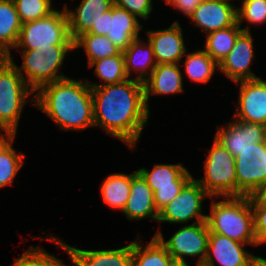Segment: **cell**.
I'll return each mask as SVG.
<instances>
[{
  "label": "cell",
  "mask_w": 266,
  "mask_h": 266,
  "mask_svg": "<svg viewBox=\"0 0 266 266\" xmlns=\"http://www.w3.org/2000/svg\"><path fill=\"white\" fill-rule=\"evenodd\" d=\"M75 48L84 46L88 55V63L93 61L119 55L122 50L115 46L105 35L86 33L74 42Z\"/></svg>",
  "instance_id": "28"
},
{
  "label": "cell",
  "mask_w": 266,
  "mask_h": 266,
  "mask_svg": "<svg viewBox=\"0 0 266 266\" xmlns=\"http://www.w3.org/2000/svg\"><path fill=\"white\" fill-rule=\"evenodd\" d=\"M241 82L238 114L239 120L266 126V81L259 78Z\"/></svg>",
  "instance_id": "14"
},
{
  "label": "cell",
  "mask_w": 266,
  "mask_h": 266,
  "mask_svg": "<svg viewBox=\"0 0 266 266\" xmlns=\"http://www.w3.org/2000/svg\"><path fill=\"white\" fill-rule=\"evenodd\" d=\"M204 172L205 177L196 181L211 197L237 196L235 157L216 139L206 158Z\"/></svg>",
  "instance_id": "7"
},
{
  "label": "cell",
  "mask_w": 266,
  "mask_h": 266,
  "mask_svg": "<svg viewBox=\"0 0 266 266\" xmlns=\"http://www.w3.org/2000/svg\"><path fill=\"white\" fill-rule=\"evenodd\" d=\"M209 235L208 224L206 221H202L184 226L166 242L160 231L155 236L165 246L167 252L173 259L184 260V255H201L198 265L202 266L207 254Z\"/></svg>",
  "instance_id": "10"
},
{
  "label": "cell",
  "mask_w": 266,
  "mask_h": 266,
  "mask_svg": "<svg viewBox=\"0 0 266 266\" xmlns=\"http://www.w3.org/2000/svg\"><path fill=\"white\" fill-rule=\"evenodd\" d=\"M243 31L250 32L248 27L241 29L240 25L236 23L233 26L208 33L204 51L219 65L233 48L237 37Z\"/></svg>",
  "instance_id": "25"
},
{
  "label": "cell",
  "mask_w": 266,
  "mask_h": 266,
  "mask_svg": "<svg viewBox=\"0 0 266 266\" xmlns=\"http://www.w3.org/2000/svg\"><path fill=\"white\" fill-rule=\"evenodd\" d=\"M38 248L31 247L24 252L20 258L16 259L13 266H67L53 255Z\"/></svg>",
  "instance_id": "33"
},
{
  "label": "cell",
  "mask_w": 266,
  "mask_h": 266,
  "mask_svg": "<svg viewBox=\"0 0 266 266\" xmlns=\"http://www.w3.org/2000/svg\"><path fill=\"white\" fill-rule=\"evenodd\" d=\"M14 137L15 135H12L0 147V187L12 184L25 158V154L17 155L16 150H13L11 145Z\"/></svg>",
  "instance_id": "31"
},
{
  "label": "cell",
  "mask_w": 266,
  "mask_h": 266,
  "mask_svg": "<svg viewBox=\"0 0 266 266\" xmlns=\"http://www.w3.org/2000/svg\"><path fill=\"white\" fill-rule=\"evenodd\" d=\"M210 195L195 180L191 179L175 197L159 211L158 221L169 223H185L196 218L197 222L207 220V215H202L201 201Z\"/></svg>",
  "instance_id": "11"
},
{
  "label": "cell",
  "mask_w": 266,
  "mask_h": 266,
  "mask_svg": "<svg viewBox=\"0 0 266 266\" xmlns=\"http://www.w3.org/2000/svg\"><path fill=\"white\" fill-rule=\"evenodd\" d=\"M114 0H82L76 12L65 7L70 37L74 42L82 35L88 33L102 14L111 10Z\"/></svg>",
  "instance_id": "19"
},
{
  "label": "cell",
  "mask_w": 266,
  "mask_h": 266,
  "mask_svg": "<svg viewBox=\"0 0 266 266\" xmlns=\"http://www.w3.org/2000/svg\"><path fill=\"white\" fill-rule=\"evenodd\" d=\"M122 211L130 220L148 216L158 221L159 211L155 206L153 190L137 171L132 173L130 196Z\"/></svg>",
  "instance_id": "20"
},
{
  "label": "cell",
  "mask_w": 266,
  "mask_h": 266,
  "mask_svg": "<svg viewBox=\"0 0 266 266\" xmlns=\"http://www.w3.org/2000/svg\"><path fill=\"white\" fill-rule=\"evenodd\" d=\"M217 63L204 50L187 54L185 70L188 77L197 82L206 83L213 75Z\"/></svg>",
  "instance_id": "30"
},
{
  "label": "cell",
  "mask_w": 266,
  "mask_h": 266,
  "mask_svg": "<svg viewBox=\"0 0 266 266\" xmlns=\"http://www.w3.org/2000/svg\"><path fill=\"white\" fill-rule=\"evenodd\" d=\"M145 103L150 93L153 94H173L183 92L182 76L177 64H157L149 77L143 82Z\"/></svg>",
  "instance_id": "22"
},
{
  "label": "cell",
  "mask_w": 266,
  "mask_h": 266,
  "mask_svg": "<svg viewBox=\"0 0 266 266\" xmlns=\"http://www.w3.org/2000/svg\"><path fill=\"white\" fill-rule=\"evenodd\" d=\"M237 196H249L266 182V141L240 151L235 157Z\"/></svg>",
  "instance_id": "9"
},
{
  "label": "cell",
  "mask_w": 266,
  "mask_h": 266,
  "mask_svg": "<svg viewBox=\"0 0 266 266\" xmlns=\"http://www.w3.org/2000/svg\"><path fill=\"white\" fill-rule=\"evenodd\" d=\"M147 34L157 64H176L181 61L186 47L178 22H174L166 30H150Z\"/></svg>",
  "instance_id": "18"
},
{
  "label": "cell",
  "mask_w": 266,
  "mask_h": 266,
  "mask_svg": "<svg viewBox=\"0 0 266 266\" xmlns=\"http://www.w3.org/2000/svg\"><path fill=\"white\" fill-rule=\"evenodd\" d=\"M244 244L218 233H210L207 254L202 266H215L211 250L222 266H256L257 256L245 251L242 247Z\"/></svg>",
  "instance_id": "12"
},
{
  "label": "cell",
  "mask_w": 266,
  "mask_h": 266,
  "mask_svg": "<svg viewBox=\"0 0 266 266\" xmlns=\"http://www.w3.org/2000/svg\"><path fill=\"white\" fill-rule=\"evenodd\" d=\"M57 44H74L70 37L66 10L54 11L47 17L22 24L14 48L41 51L53 49Z\"/></svg>",
  "instance_id": "5"
},
{
  "label": "cell",
  "mask_w": 266,
  "mask_h": 266,
  "mask_svg": "<svg viewBox=\"0 0 266 266\" xmlns=\"http://www.w3.org/2000/svg\"><path fill=\"white\" fill-rule=\"evenodd\" d=\"M142 28L136 16L127 10L113 5L109 10V31L107 37L119 49L124 51L134 39L139 38Z\"/></svg>",
  "instance_id": "21"
},
{
  "label": "cell",
  "mask_w": 266,
  "mask_h": 266,
  "mask_svg": "<svg viewBox=\"0 0 266 266\" xmlns=\"http://www.w3.org/2000/svg\"><path fill=\"white\" fill-rule=\"evenodd\" d=\"M152 0H114V5L127 10L134 16L148 19L152 11Z\"/></svg>",
  "instance_id": "35"
},
{
  "label": "cell",
  "mask_w": 266,
  "mask_h": 266,
  "mask_svg": "<svg viewBox=\"0 0 266 266\" xmlns=\"http://www.w3.org/2000/svg\"><path fill=\"white\" fill-rule=\"evenodd\" d=\"M131 180L132 174L109 175L101 186L104 202L114 209L123 210L130 196Z\"/></svg>",
  "instance_id": "27"
},
{
  "label": "cell",
  "mask_w": 266,
  "mask_h": 266,
  "mask_svg": "<svg viewBox=\"0 0 266 266\" xmlns=\"http://www.w3.org/2000/svg\"><path fill=\"white\" fill-rule=\"evenodd\" d=\"M253 211L254 235L259 244L266 242V206H251Z\"/></svg>",
  "instance_id": "36"
},
{
  "label": "cell",
  "mask_w": 266,
  "mask_h": 266,
  "mask_svg": "<svg viewBox=\"0 0 266 266\" xmlns=\"http://www.w3.org/2000/svg\"><path fill=\"white\" fill-rule=\"evenodd\" d=\"M34 91L30 89L17 70L11 56L0 63V130L7 138L16 135L18 121L26 97Z\"/></svg>",
  "instance_id": "4"
},
{
  "label": "cell",
  "mask_w": 266,
  "mask_h": 266,
  "mask_svg": "<svg viewBox=\"0 0 266 266\" xmlns=\"http://www.w3.org/2000/svg\"><path fill=\"white\" fill-rule=\"evenodd\" d=\"M96 65L95 73L106 84H117L127 80L125 72L123 51L116 56L105 57L89 64L90 67Z\"/></svg>",
  "instance_id": "29"
},
{
  "label": "cell",
  "mask_w": 266,
  "mask_h": 266,
  "mask_svg": "<svg viewBox=\"0 0 266 266\" xmlns=\"http://www.w3.org/2000/svg\"><path fill=\"white\" fill-rule=\"evenodd\" d=\"M169 266H189V265L187 264V262L185 261V259L184 260L172 259L170 261ZM197 266H200V265L197 264Z\"/></svg>",
  "instance_id": "40"
},
{
  "label": "cell",
  "mask_w": 266,
  "mask_h": 266,
  "mask_svg": "<svg viewBox=\"0 0 266 266\" xmlns=\"http://www.w3.org/2000/svg\"><path fill=\"white\" fill-rule=\"evenodd\" d=\"M1 132V130H0ZM2 134V133H0ZM8 139L6 137H4L3 135L0 136V147L7 141Z\"/></svg>",
  "instance_id": "42"
},
{
  "label": "cell",
  "mask_w": 266,
  "mask_h": 266,
  "mask_svg": "<svg viewBox=\"0 0 266 266\" xmlns=\"http://www.w3.org/2000/svg\"><path fill=\"white\" fill-rule=\"evenodd\" d=\"M21 27L14 0H0V63L11 56L10 49L15 47Z\"/></svg>",
  "instance_id": "23"
},
{
  "label": "cell",
  "mask_w": 266,
  "mask_h": 266,
  "mask_svg": "<svg viewBox=\"0 0 266 266\" xmlns=\"http://www.w3.org/2000/svg\"><path fill=\"white\" fill-rule=\"evenodd\" d=\"M153 190L156 209L160 211L172 202L182 188L193 178L181 164H156L151 172L137 171Z\"/></svg>",
  "instance_id": "8"
},
{
  "label": "cell",
  "mask_w": 266,
  "mask_h": 266,
  "mask_svg": "<svg viewBox=\"0 0 266 266\" xmlns=\"http://www.w3.org/2000/svg\"><path fill=\"white\" fill-rule=\"evenodd\" d=\"M206 34L237 23V8L222 0H203L189 16Z\"/></svg>",
  "instance_id": "17"
},
{
  "label": "cell",
  "mask_w": 266,
  "mask_h": 266,
  "mask_svg": "<svg viewBox=\"0 0 266 266\" xmlns=\"http://www.w3.org/2000/svg\"><path fill=\"white\" fill-rule=\"evenodd\" d=\"M108 31H109V11L102 14L101 18L97 21L96 25H93L92 29L88 33L107 36Z\"/></svg>",
  "instance_id": "39"
},
{
  "label": "cell",
  "mask_w": 266,
  "mask_h": 266,
  "mask_svg": "<svg viewBox=\"0 0 266 266\" xmlns=\"http://www.w3.org/2000/svg\"><path fill=\"white\" fill-rule=\"evenodd\" d=\"M246 19L251 23L266 21V0H244L241 8H237V23Z\"/></svg>",
  "instance_id": "34"
},
{
  "label": "cell",
  "mask_w": 266,
  "mask_h": 266,
  "mask_svg": "<svg viewBox=\"0 0 266 266\" xmlns=\"http://www.w3.org/2000/svg\"><path fill=\"white\" fill-rule=\"evenodd\" d=\"M64 248L76 266H132V243L115 250H80L49 238Z\"/></svg>",
  "instance_id": "16"
},
{
  "label": "cell",
  "mask_w": 266,
  "mask_h": 266,
  "mask_svg": "<svg viewBox=\"0 0 266 266\" xmlns=\"http://www.w3.org/2000/svg\"><path fill=\"white\" fill-rule=\"evenodd\" d=\"M256 266H266V259L256 257Z\"/></svg>",
  "instance_id": "41"
},
{
  "label": "cell",
  "mask_w": 266,
  "mask_h": 266,
  "mask_svg": "<svg viewBox=\"0 0 266 266\" xmlns=\"http://www.w3.org/2000/svg\"><path fill=\"white\" fill-rule=\"evenodd\" d=\"M22 24L35 21L54 12L51 0H14Z\"/></svg>",
  "instance_id": "32"
},
{
  "label": "cell",
  "mask_w": 266,
  "mask_h": 266,
  "mask_svg": "<svg viewBox=\"0 0 266 266\" xmlns=\"http://www.w3.org/2000/svg\"><path fill=\"white\" fill-rule=\"evenodd\" d=\"M215 139L234 157L253 143L266 141V126L239 120L216 132Z\"/></svg>",
  "instance_id": "13"
},
{
  "label": "cell",
  "mask_w": 266,
  "mask_h": 266,
  "mask_svg": "<svg viewBox=\"0 0 266 266\" xmlns=\"http://www.w3.org/2000/svg\"><path fill=\"white\" fill-rule=\"evenodd\" d=\"M203 0H169L167 3L190 16Z\"/></svg>",
  "instance_id": "37"
},
{
  "label": "cell",
  "mask_w": 266,
  "mask_h": 266,
  "mask_svg": "<svg viewBox=\"0 0 266 266\" xmlns=\"http://www.w3.org/2000/svg\"><path fill=\"white\" fill-rule=\"evenodd\" d=\"M172 259L156 236L144 248L132 242V266H169Z\"/></svg>",
  "instance_id": "26"
},
{
  "label": "cell",
  "mask_w": 266,
  "mask_h": 266,
  "mask_svg": "<svg viewBox=\"0 0 266 266\" xmlns=\"http://www.w3.org/2000/svg\"><path fill=\"white\" fill-rule=\"evenodd\" d=\"M232 199V200H231ZM229 196L214 202L207 215L210 233H218L240 243L258 245L254 235L253 211L249 196Z\"/></svg>",
  "instance_id": "3"
},
{
  "label": "cell",
  "mask_w": 266,
  "mask_h": 266,
  "mask_svg": "<svg viewBox=\"0 0 266 266\" xmlns=\"http://www.w3.org/2000/svg\"><path fill=\"white\" fill-rule=\"evenodd\" d=\"M72 49H75L74 44H57L53 45V49L43 51L40 48L36 50H23L22 67H17V70L27 85L35 92L47 83L67 78L64 75H57V72L63 63L65 55ZM22 68L27 75V80L21 72Z\"/></svg>",
  "instance_id": "6"
},
{
  "label": "cell",
  "mask_w": 266,
  "mask_h": 266,
  "mask_svg": "<svg viewBox=\"0 0 266 266\" xmlns=\"http://www.w3.org/2000/svg\"><path fill=\"white\" fill-rule=\"evenodd\" d=\"M252 40L251 33L243 31L237 37L233 48L218 65L219 69L236 83L258 78L249 69L254 55Z\"/></svg>",
  "instance_id": "15"
},
{
  "label": "cell",
  "mask_w": 266,
  "mask_h": 266,
  "mask_svg": "<svg viewBox=\"0 0 266 266\" xmlns=\"http://www.w3.org/2000/svg\"><path fill=\"white\" fill-rule=\"evenodd\" d=\"M34 95L35 105L63 130H83L94 126L93 100L88 82L70 78L47 83Z\"/></svg>",
  "instance_id": "2"
},
{
  "label": "cell",
  "mask_w": 266,
  "mask_h": 266,
  "mask_svg": "<svg viewBox=\"0 0 266 266\" xmlns=\"http://www.w3.org/2000/svg\"><path fill=\"white\" fill-rule=\"evenodd\" d=\"M141 46V41H139L138 38L134 39L131 44L123 51V56L127 77H129L130 71L132 69H138L137 71L140 70V74L135 79L144 82L147 79V76H149L146 69H150L149 71H151V74L157 63L155 61L152 45L148 42V45H146L147 47L143 45V47L141 48ZM144 47H146V50L144 49ZM140 56L144 58L142 59L140 58ZM144 73L145 75H143Z\"/></svg>",
  "instance_id": "24"
},
{
  "label": "cell",
  "mask_w": 266,
  "mask_h": 266,
  "mask_svg": "<svg viewBox=\"0 0 266 266\" xmlns=\"http://www.w3.org/2000/svg\"><path fill=\"white\" fill-rule=\"evenodd\" d=\"M93 100L94 126L127 145H136L149 110L145 103L144 83L127 79L117 84H89Z\"/></svg>",
  "instance_id": "1"
},
{
  "label": "cell",
  "mask_w": 266,
  "mask_h": 266,
  "mask_svg": "<svg viewBox=\"0 0 266 266\" xmlns=\"http://www.w3.org/2000/svg\"><path fill=\"white\" fill-rule=\"evenodd\" d=\"M249 198L251 206H266V182L258 186Z\"/></svg>",
  "instance_id": "38"
}]
</instances>
